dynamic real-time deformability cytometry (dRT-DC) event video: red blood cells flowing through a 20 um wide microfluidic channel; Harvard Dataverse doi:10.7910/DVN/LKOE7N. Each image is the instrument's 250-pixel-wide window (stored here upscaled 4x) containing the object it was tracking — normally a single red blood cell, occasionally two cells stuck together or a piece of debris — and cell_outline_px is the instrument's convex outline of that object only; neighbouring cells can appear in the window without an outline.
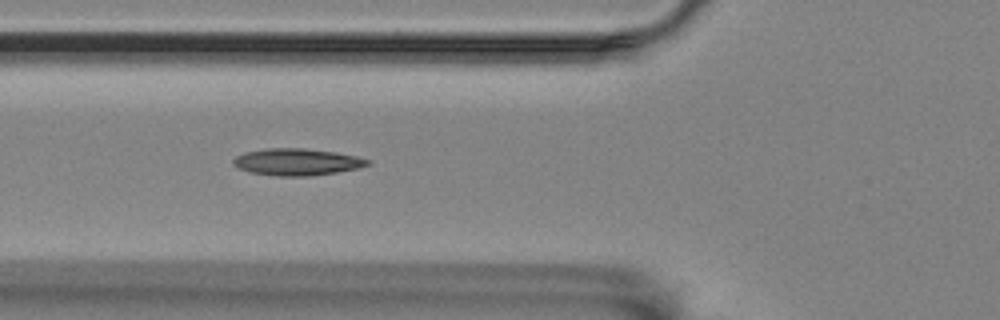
{"species": "Egyptian fruit bat (a non-hibernating species)", "species_latin": "Rousettus aegyptiacus", "temperature_condition": "room temperature", "stored_images_in_passage": 18, "camera_frame_rate_fps": 3000, "um_per_image_px": 0.085, "animal": {"sex": "female"}, "frame": {"image": 1, "passage_image": 8, "time_ms": 2.333, "image_size_px": [1000, 320], "cell_outline_px": [[372, 160], [368, 164], [356, 168], [336, 172], [312, 176], [276, 176], [248, 172], [232, 164], [232, 160], [236, 156], [244, 152], [268, 148], [304, 148], [336, 152], [356, 156]], "centroid_in_image_um": [25.21, 13.76], "position_along_channel_um": 100.6, "area_um2": 21.04}}
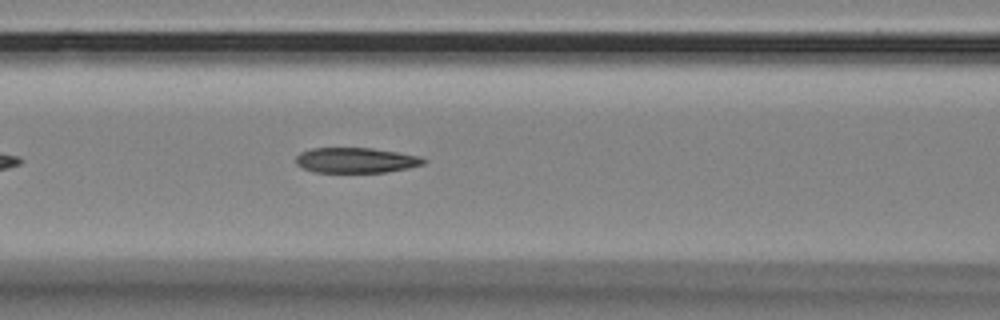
{"frame": {"image": 2, "passage_image": 11, "time_ms": 3.333, "image_size_px": [1000, 320], "cell_outline_px": [[428, 160], [424, 164], [408, 168], [384, 172], [316, 172], [304, 168], [296, 164], [296, 156], [300, 152], [312, 148], [372, 148], [396, 152], [416, 156]], "centroid_in_image_um": [30.23, 13.62], "position_along_channel_um": 136.4, "area_um2": 18.61}}